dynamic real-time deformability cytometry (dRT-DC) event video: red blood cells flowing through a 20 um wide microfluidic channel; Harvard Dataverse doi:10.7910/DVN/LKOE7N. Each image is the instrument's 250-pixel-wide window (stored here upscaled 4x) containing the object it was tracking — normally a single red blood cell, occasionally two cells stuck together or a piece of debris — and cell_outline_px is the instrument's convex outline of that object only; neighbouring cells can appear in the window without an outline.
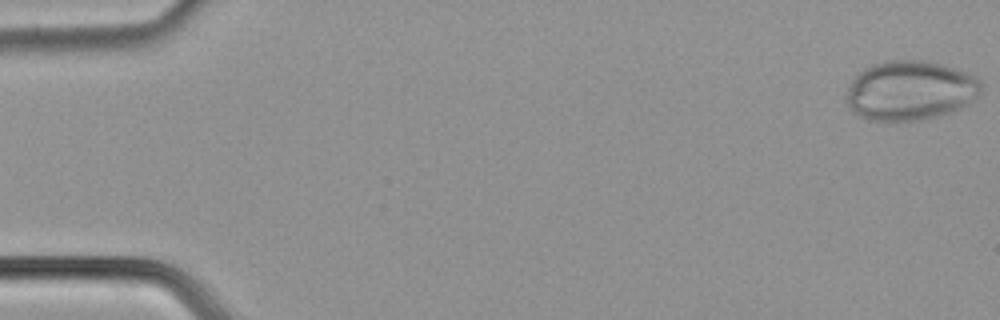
{"species": "common noctule bat (a hibernating species)", "species_latin": "Nyctalus noctula", "temperature_condition": "cold", "stored_images_in_passage": 54, "camera_frame_rate_fps": 3000, "um_per_image_px": 0.085, "animal": {"sex": "male", "body_mass_g": 21.5, "forearm_length_mm": 52.0}, "frame": {"image": 1, "passage_image": 1, "time_ms": 0.0, "image_size_px": [1000, 320], "cell_outline_px": [[984, 84], [980, 92], [968, 104], [952, 112], [940, 116], [908, 124], [868, 120], [860, 116], [848, 104], [848, 88], [852, 80], [864, 68], [872, 64], [888, 60], [924, 60], [940, 64], [968, 72], [976, 76]], "centroid_in_image_um": [77.41, 7.73], "position_along_channel_um": 7.6, "area_um2": 47.51}}
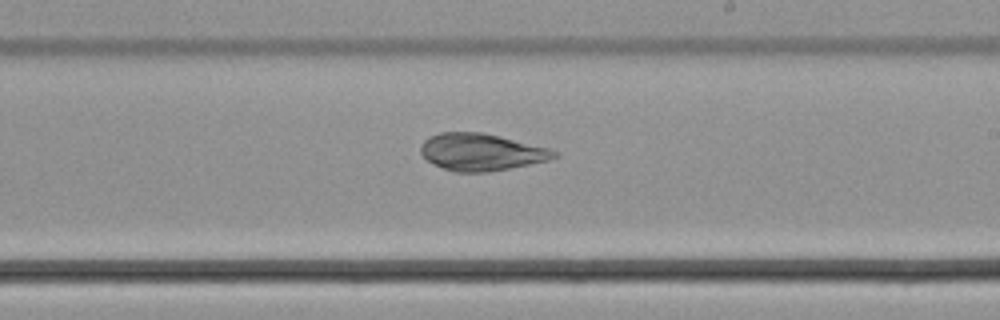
{"frame": {"image": 2, "passage_image": 32, "time_ms": 10.333, "image_size_px": [1000, 320], "cell_outline_px": [[560, 156], [548, 160], [488, 172], [456, 172], [444, 168], [428, 160], [420, 152], [420, 144], [428, 136], [440, 132], [484, 132], [548, 148], [560, 152]], "centroid_in_image_um": [40.9, 12.91], "position_along_channel_um": 248.1, "area_um2": 28.73}}
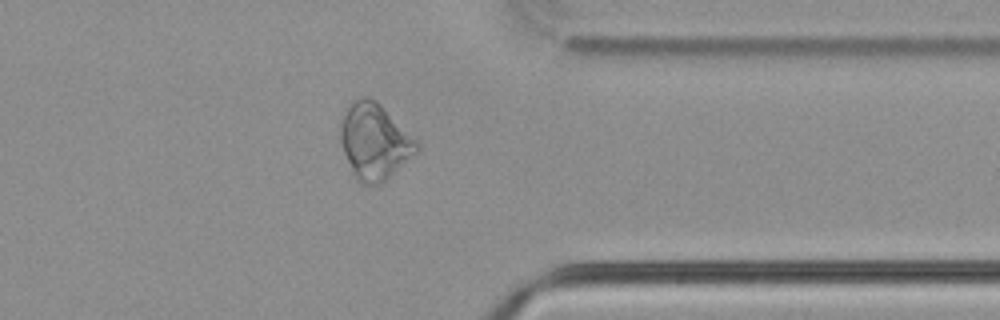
{"frame": {"image": 3, "passage_image": 43, "time_ms": 14.0, "image_size_px": [1000, 320], "cell_outline_px": [[420, 148], [416, 152], [380, 184], [360, 184], [352, 176], [340, 144], [340, 128], [344, 108], [352, 100], [364, 96], [368, 96], [376, 100], [420, 144]], "centroid_in_image_um": [31.76, 12.01], "position_along_channel_um": 379.6, "area_um2": 33.76}}